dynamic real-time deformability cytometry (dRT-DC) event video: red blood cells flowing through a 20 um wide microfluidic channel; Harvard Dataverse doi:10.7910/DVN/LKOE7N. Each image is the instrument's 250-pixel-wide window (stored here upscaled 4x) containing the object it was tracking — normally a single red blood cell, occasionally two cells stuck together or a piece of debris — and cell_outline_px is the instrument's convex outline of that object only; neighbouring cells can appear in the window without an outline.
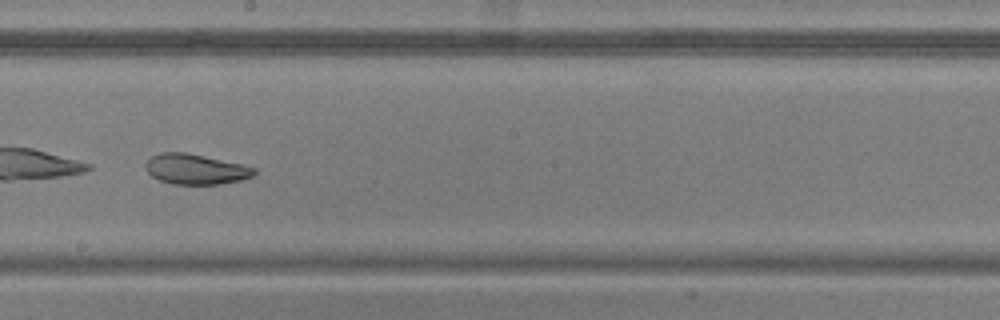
{"species": "common noctule bat (a hibernating species)", "species_latin": "Nyctalus noctula", "temperature_condition": "warm", "stored_images_in_passage": 35, "camera_frame_rate_fps": 3000, "um_per_image_px": 0.085, "animal": {"sex": "male", "body_mass_g": 20.5, "forearm_length_mm": 52.5}, "frame": {"image": 1, "passage_image": 13, "time_ms": 4.0, "image_size_px": [1000, 320], "cell_outline_px": [[256, 172], [252, 176], [240, 180], [220, 184], [172, 184], [160, 180], [152, 176], [148, 172], [144, 164], [152, 156], [160, 152], [184, 152], [244, 164], [256, 168]], "centroid_in_image_um": [16.63, 14.37], "position_along_channel_um": 231.6, "area_um2": 19.13}, "authors_computed_cell_mechanics": {"area_um2": 19.7098, "velocity_mm_per_s": 3.7944, "shape_relaxation_time_tau1_ms": 5.6953, "shape_relaxation_time_tau2_ms": 1.7393, "deformation_change_tau1": 0.1323, "deformation_change_tau2": 0.0354}}